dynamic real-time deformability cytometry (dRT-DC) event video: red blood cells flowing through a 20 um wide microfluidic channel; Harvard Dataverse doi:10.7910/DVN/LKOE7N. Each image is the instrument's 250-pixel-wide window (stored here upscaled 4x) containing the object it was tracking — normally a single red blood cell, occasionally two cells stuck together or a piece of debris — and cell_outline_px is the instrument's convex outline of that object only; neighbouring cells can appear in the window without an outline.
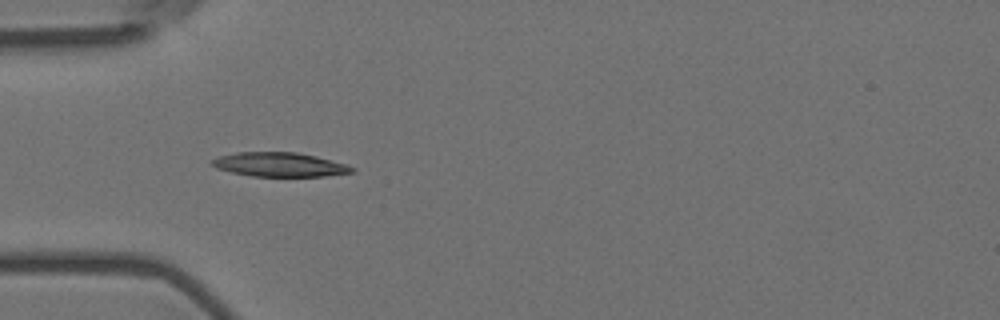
{"species": "Egyptian fruit bat (a non-hibernating species)", "species_latin": "Rousettus aegyptiacus", "temperature_condition": "room temperature", "stored_images_in_passage": 2, "camera_frame_rate_fps": 3000, "um_per_image_px": 0.085, "animal": {"sex": "female"}, "frame": {"image": 1, "passage_image": 1, "time_ms": 0.0, "image_size_px": [1000, 320], "cell_outline_px": [[356, 168], [352, 172], [324, 176], [252, 176], [232, 172], [216, 168], [208, 164], [212, 160], [220, 156], [236, 152], [296, 152], [316, 156], [348, 164]], "centroid_in_image_um": [23.76, 13.98], "position_along_channel_um": 61.2, "area_um2": 19.71}}